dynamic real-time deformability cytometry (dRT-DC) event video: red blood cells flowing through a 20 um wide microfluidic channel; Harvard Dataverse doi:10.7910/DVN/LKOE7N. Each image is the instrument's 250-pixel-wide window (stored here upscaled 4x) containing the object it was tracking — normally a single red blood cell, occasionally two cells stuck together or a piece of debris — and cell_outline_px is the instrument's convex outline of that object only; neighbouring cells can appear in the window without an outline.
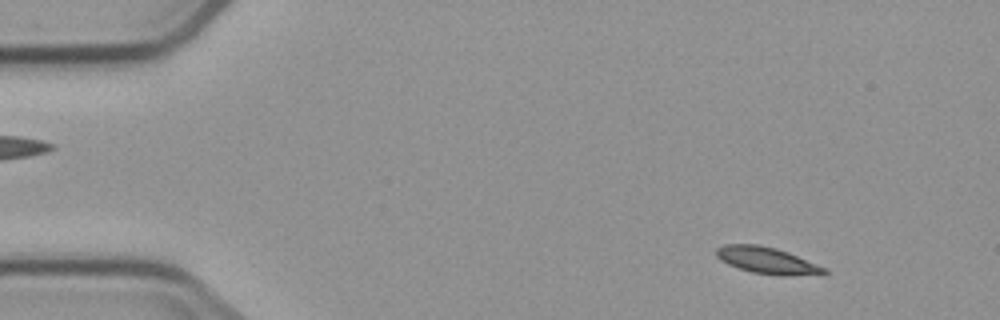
{"species": "common noctule bat (a hibernating species)", "species_latin": "Nyctalus noctula", "temperature_condition": "cold", "stored_images_in_passage": 4, "camera_frame_rate_fps": 3000, "um_per_image_px": 0.085, "animal": {"sex": "male", "body_mass_g": 23.1, "forearm_length_mm": 52.7}, "frame": {"image": 1, "passage_image": 1, "time_ms": 0.0, "image_size_px": [1000, 320], "cell_outline_px": [[828, 272], [824, 276], [780, 276], [752, 272], [728, 264], [720, 260], [716, 256], [716, 248], [724, 244], [756, 244], [776, 248], [788, 252], [828, 268]], "centroid_in_image_um": [65.3, 22.16], "position_along_channel_um": 19.7, "area_um2": 17.17}}
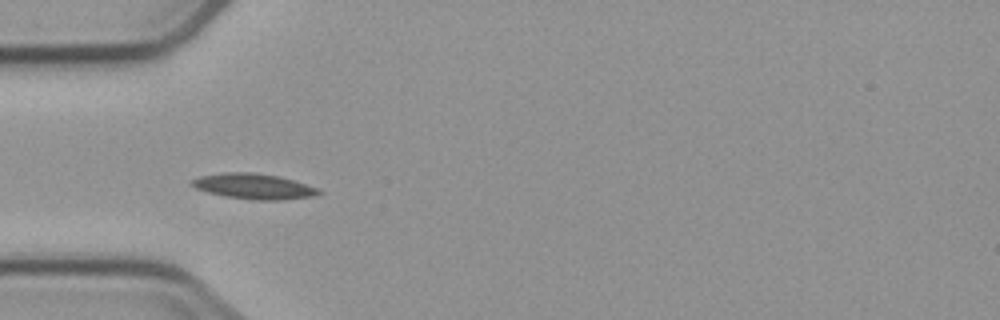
{"frame": {"image": 2, "passage_image": 4, "time_ms": 3.667, "image_size_px": [1000, 320], "cell_outline_px": [[324, 192], [312, 196], [280, 200], [252, 200], [224, 196], [208, 192], [196, 188], [188, 184], [192, 180], [200, 176], [224, 172], [252, 172], [280, 176], [320, 188]], "centroid_in_image_um": [21.58, 15.83], "position_along_channel_um": 63.4, "area_um2": 18.96}}